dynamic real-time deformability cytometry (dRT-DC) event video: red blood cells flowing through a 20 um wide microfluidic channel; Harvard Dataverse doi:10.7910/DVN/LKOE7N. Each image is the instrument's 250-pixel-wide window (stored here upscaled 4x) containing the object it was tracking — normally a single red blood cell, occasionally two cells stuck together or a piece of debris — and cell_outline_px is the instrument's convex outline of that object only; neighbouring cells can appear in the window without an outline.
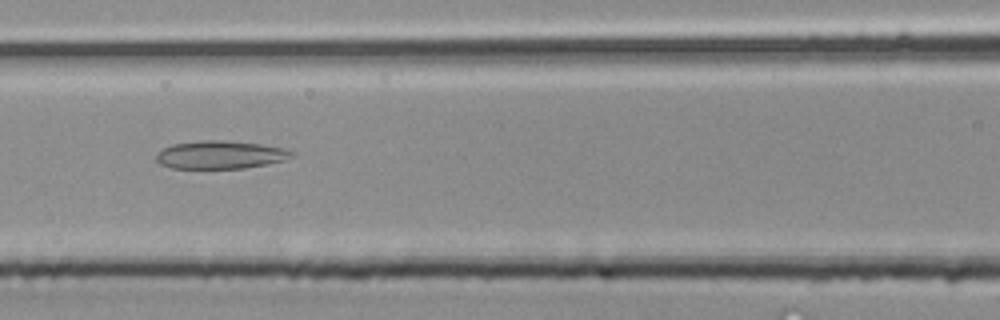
{"species": "common noctule bat (a hibernating species)", "species_latin": "Nyctalus noctula", "temperature_condition": "room temperature", "stored_images_in_passage": 31, "camera_frame_rate_fps": 3000, "um_per_image_px": 0.085, "animal": {"sex": "male", "body_mass_g": 20.4}, "frame": {"image": 1, "passage_image": 8, "time_ms": 2.333, "image_size_px": [1000, 320], "cell_outline_px": [[292, 156], [284, 160], [268, 164], [244, 168], [172, 168], [160, 164], [156, 160], [156, 152], [172, 144], [204, 140], [220, 140], [260, 144], [280, 148], [292, 152]], "centroid_in_image_um": [18.66, 13.16], "position_along_channel_um": 147.9, "area_um2": 21.85}}
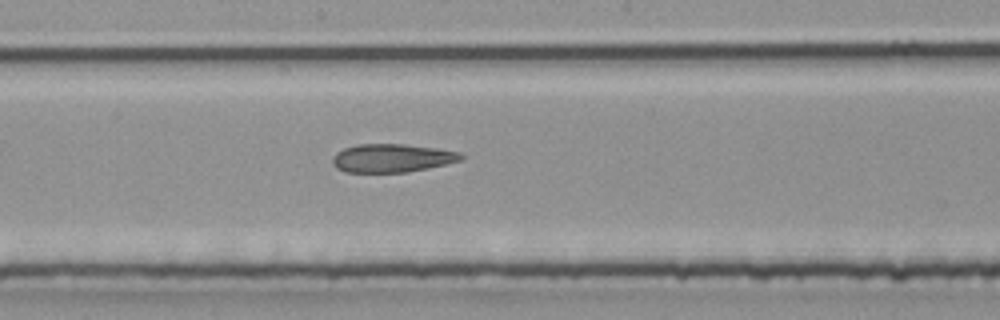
{"frame": {"image": 2, "passage_image": 12, "time_ms": 3.667, "image_size_px": [1000, 320], "cell_outline_px": [[464, 160], [428, 168], [408, 172], [344, 172], [336, 168], [332, 164], [332, 156], [336, 152], [344, 148], [356, 144], [404, 144], [436, 148], [460, 152], [464, 156]], "centroid_in_image_um": [33.31, 13.43], "position_along_channel_um": 214.9, "area_um2": 21.44}}
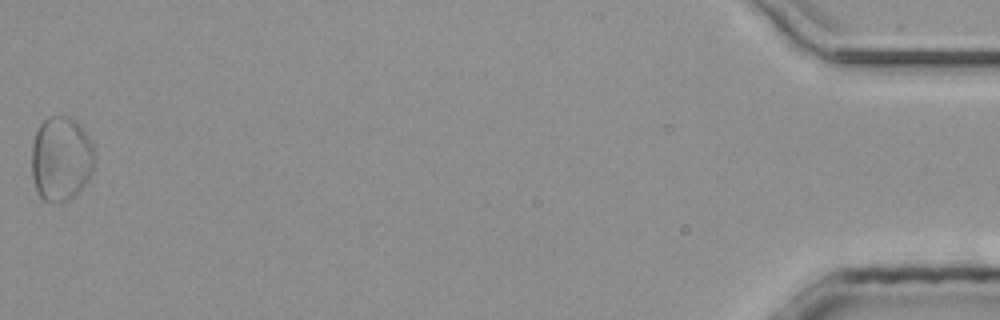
{"frame": {"image": 3, "passage_image": 31, "time_ms": 10.0, "image_size_px": [1000, 320], "cell_outline_px": [[96, 160], [92, 172], [76, 196], [68, 200], [44, 200], [40, 196], [36, 188], [32, 176], [32, 144], [36, 132], [40, 124], [48, 116], [68, 116], [76, 120], [80, 124], [92, 144], [96, 156]], "centroid_in_image_um": [5.21, 13.46], "position_along_channel_um": 430.0, "area_um2": 31.04}}